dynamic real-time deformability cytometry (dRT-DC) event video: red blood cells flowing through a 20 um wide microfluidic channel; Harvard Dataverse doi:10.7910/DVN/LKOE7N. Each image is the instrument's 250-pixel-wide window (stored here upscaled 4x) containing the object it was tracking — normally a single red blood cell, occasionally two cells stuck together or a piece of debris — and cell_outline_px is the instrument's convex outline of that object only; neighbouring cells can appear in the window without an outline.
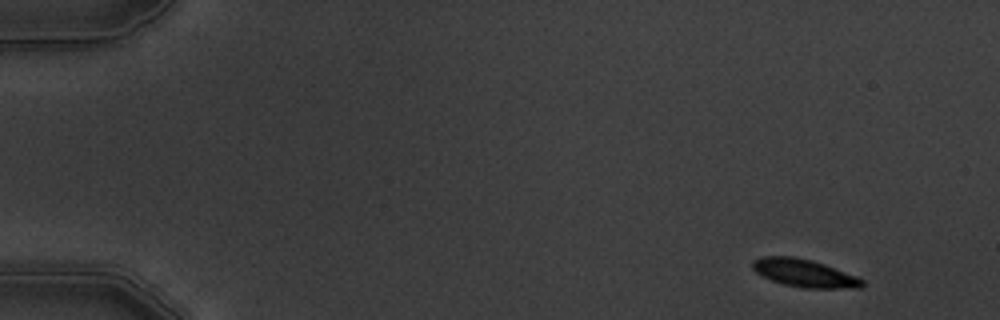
{"species": "common noctule bat (a hibernating species)", "species_latin": "Nyctalus noctula", "temperature_condition": "warm", "stored_images_in_passage": 6, "camera_frame_rate_fps": 3000, "um_per_image_px": 0.085, "animal": {"sex": "male", "body_mass_g": 19.5, "forearm_length_mm": 54.6}, "frame": {"image": 1, "passage_image": 1, "time_ms": 0.0, "image_size_px": [1000, 320], "cell_outline_px": [[864, 284], [860, 288], [804, 288], [784, 284], [772, 280], [756, 272], [752, 268], [752, 260], [760, 256], [792, 256], [812, 260], [824, 264], [856, 276], [864, 280]], "centroid_in_image_um": [68.35, 23.21], "position_along_channel_um": 16.6, "area_um2": 17.69}}
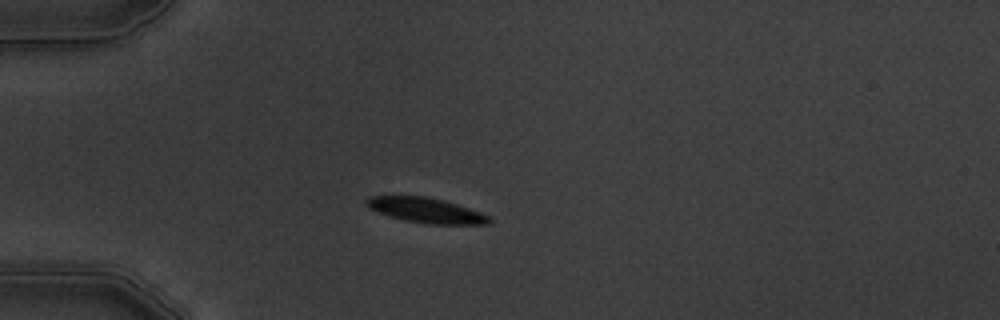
{"frame": {"image": 2, "passage_image": 4, "time_ms": 3.667, "image_size_px": [1000, 320], "cell_outline_px": [[492, 220], [488, 224], [428, 224], [404, 220], [368, 208], [364, 204], [364, 200], [368, 196], [428, 196], [444, 200], [492, 216]], "centroid_in_image_um": [36.22, 17.87], "position_along_channel_um": 48.8, "area_um2": 17.92}}